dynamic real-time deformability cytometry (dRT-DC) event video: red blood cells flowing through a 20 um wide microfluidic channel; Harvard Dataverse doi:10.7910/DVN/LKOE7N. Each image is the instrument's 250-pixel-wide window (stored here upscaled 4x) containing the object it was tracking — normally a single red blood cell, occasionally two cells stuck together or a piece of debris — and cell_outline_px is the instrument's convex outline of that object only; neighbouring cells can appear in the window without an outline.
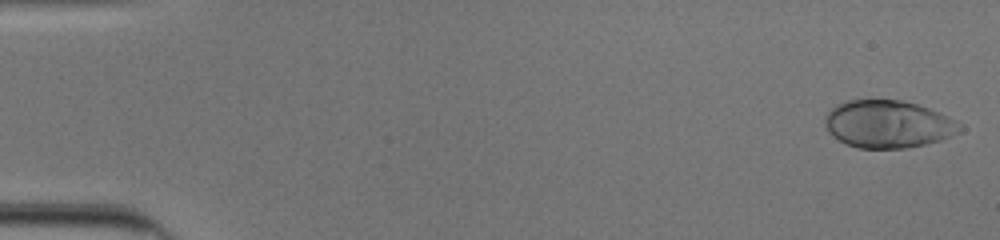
{"species": "human", "species_latin": "Homo sapiens", "temperature_condition": "cold", "stored_images_in_passage": 52, "camera_frame_rate_fps": 3000, "um_per_image_px": 0.085, "donor": {"sex": "male"}, "frame": {"image": 1, "passage_image": 1, "time_ms": 0.0, "image_size_px": [1000, 240], "cell_outline_px": [[964, 128], [960, 132], [952, 136], [940, 140], [924, 144], [904, 148], [856, 148], [832, 136], [828, 132], [824, 124], [824, 120], [828, 112], [832, 108], [848, 100], [900, 100], [916, 104], [928, 108], [948, 116], [960, 124]], "centroid_in_image_um": [75.49, 10.56], "position_along_channel_um": 9.5, "area_um2": 37.17}}
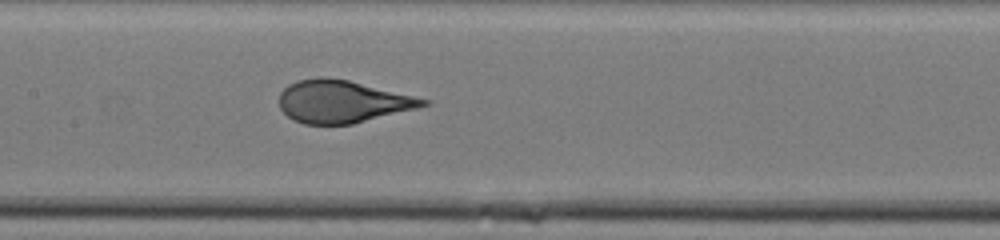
{"frame": {"image": 2, "passage_image": 26, "time_ms": 8.333, "image_size_px": [1000, 240], "cell_outline_px": [[432, 100], [428, 104], [416, 108], [352, 124], [304, 124], [292, 120], [280, 108], [280, 92], [288, 84], [296, 80], [320, 76], [324, 76], [348, 80]], "centroid_in_image_um": [29.07, 8.62], "position_along_channel_um": 178.3, "area_um2": 35.55}}
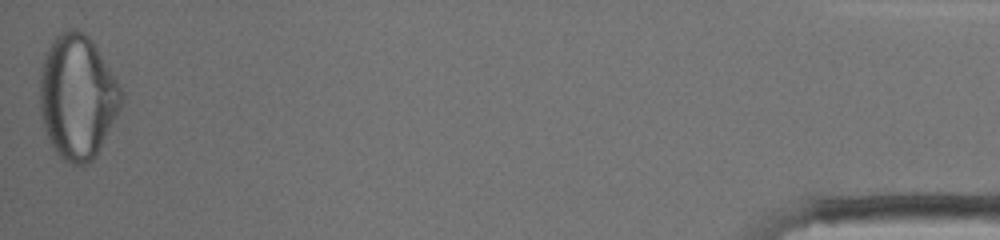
{"frame": {"image": 3, "passage_image": 52, "time_ms": 17.0, "image_size_px": [1000, 240], "cell_outline_px": [[124, 100], [96, 156], [88, 164], [72, 164], [64, 160], [56, 152], [44, 128], [40, 116], [40, 68], [44, 52], [52, 40], [60, 32], [68, 28], [76, 28], [84, 32], [92, 40], [124, 92]], "centroid_in_image_um": [6.57, 8.2], "position_along_channel_um": 428.6, "area_um2": 59.25}, "authors_computed_cell_mechanics": {"area_um2": 36.8475, "velocity_mm_per_s": 3.9116, "shape_relaxation_time_tau1_ms": 8.5952, "shape_relaxation_time_tau2_ms": null, "deformation_change_tau1": 0.2991, "deformation_change_tau2": null}}